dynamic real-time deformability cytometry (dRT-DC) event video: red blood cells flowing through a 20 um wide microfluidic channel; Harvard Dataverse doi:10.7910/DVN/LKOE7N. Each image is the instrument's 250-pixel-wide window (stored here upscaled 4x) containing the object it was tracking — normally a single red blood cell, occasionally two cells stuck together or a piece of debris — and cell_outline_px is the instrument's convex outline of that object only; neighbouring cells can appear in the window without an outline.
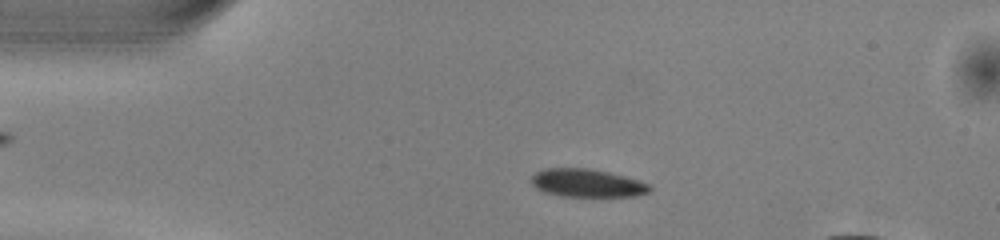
{"species": "common noctule bat (a hibernating species)", "species_latin": "Nyctalus noctula", "temperature_condition": "warm", "stored_images_in_passage": 46, "camera_frame_rate_fps": 3000, "um_per_image_px": 0.085, "animal": {"sex": "male", "body_mass_g": 13.0, "forearm_length_mm": 53.1}, "frame": {"image": 1, "passage_image": 10, "time_ms": 3.0, "image_size_px": [1000, 240], "cell_outline_px": [[652, 188], [648, 192], [636, 196], [560, 196], [544, 192], [536, 188], [528, 180], [536, 172], [544, 168], [588, 168], [608, 172], [640, 180], [648, 184]], "centroid_in_image_um": [49.86, 15.56], "position_along_channel_um": 35.1, "area_um2": 19.42}}
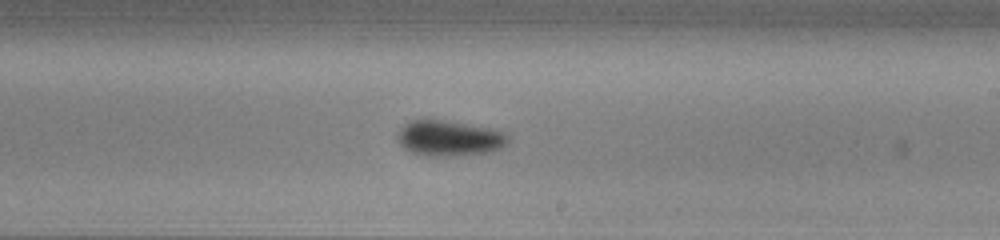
{"frame": {"image": 2, "passage_image": 29, "time_ms": 9.333, "image_size_px": [1000, 240], "cell_outline_px": [[508, 140], [500, 148], [488, 152], [456, 156], [428, 156], [408, 152], [396, 140], [396, 136], [400, 128], [404, 124], [412, 120], [440, 120], [492, 128], [508, 136]], "centroid_in_image_um": [38.11, 11.76], "position_along_channel_um": 250.9, "area_um2": 22.77}}
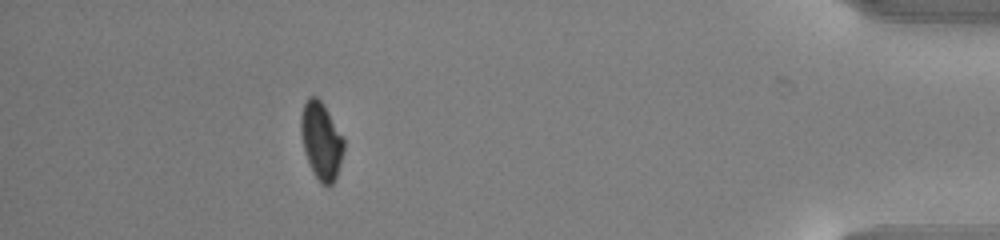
{"frame": {"image": 3, "passage_image": 45, "time_ms": 14.667, "image_size_px": [1000, 240], "cell_outline_px": [[344, 152], [336, 176], [332, 184], [324, 184], [316, 176], [308, 160], [304, 148], [300, 132], [300, 116], [304, 104], [308, 96], [316, 96], [324, 104], [344, 140]], "centroid_in_image_um": [27.3, 11.9], "position_along_channel_um": 407.9, "area_um2": 18.9}}